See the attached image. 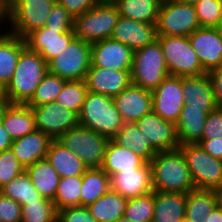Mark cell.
I'll list each match as a JSON object with an SVG mask.
<instances>
[{
    "label": "cell",
    "mask_w": 222,
    "mask_h": 222,
    "mask_svg": "<svg viewBox=\"0 0 222 222\" xmlns=\"http://www.w3.org/2000/svg\"><path fill=\"white\" fill-rule=\"evenodd\" d=\"M47 72L48 63L26 46L20 53L10 82L4 88V97L10 104H27Z\"/></svg>",
    "instance_id": "6da1fadb"
},
{
    "label": "cell",
    "mask_w": 222,
    "mask_h": 222,
    "mask_svg": "<svg viewBox=\"0 0 222 222\" xmlns=\"http://www.w3.org/2000/svg\"><path fill=\"white\" fill-rule=\"evenodd\" d=\"M149 164L154 191L187 194L195 189L190 170L179 148L158 152Z\"/></svg>",
    "instance_id": "7a4b0ae2"
},
{
    "label": "cell",
    "mask_w": 222,
    "mask_h": 222,
    "mask_svg": "<svg viewBox=\"0 0 222 222\" xmlns=\"http://www.w3.org/2000/svg\"><path fill=\"white\" fill-rule=\"evenodd\" d=\"M123 124L112 97L87 93L79 114V125L112 139Z\"/></svg>",
    "instance_id": "3957f363"
},
{
    "label": "cell",
    "mask_w": 222,
    "mask_h": 222,
    "mask_svg": "<svg viewBox=\"0 0 222 222\" xmlns=\"http://www.w3.org/2000/svg\"><path fill=\"white\" fill-rule=\"evenodd\" d=\"M117 7L111 0H101L87 12L74 17L76 38L94 43L111 37L119 19Z\"/></svg>",
    "instance_id": "277c9868"
},
{
    "label": "cell",
    "mask_w": 222,
    "mask_h": 222,
    "mask_svg": "<svg viewBox=\"0 0 222 222\" xmlns=\"http://www.w3.org/2000/svg\"><path fill=\"white\" fill-rule=\"evenodd\" d=\"M130 73L132 84L151 92L170 75L157 39L134 51Z\"/></svg>",
    "instance_id": "5b68a950"
},
{
    "label": "cell",
    "mask_w": 222,
    "mask_h": 222,
    "mask_svg": "<svg viewBox=\"0 0 222 222\" xmlns=\"http://www.w3.org/2000/svg\"><path fill=\"white\" fill-rule=\"evenodd\" d=\"M56 0H7L9 32L25 38L29 33L46 25Z\"/></svg>",
    "instance_id": "8992f818"
},
{
    "label": "cell",
    "mask_w": 222,
    "mask_h": 222,
    "mask_svg": "<svg viewBox=\"0 0 222 222\" xmlns=\"http://www.w3.org/2000/svg\"><path fill=\"white\" fill-rule=\"evenodd\" d=\"M157 40L162 47L170 75L189 77L206 73L202 69L198 55L193 50L188 37L157 35Z\"/></svg>",
    "instance_id": "52a82bcc"
},
{
    "label": "cell",
    "mask_w": 222,
    "mask_h": 222,
    "mask_svg": "<svg viewBox=\"0 0 222 222\" xmlns=\"http://www.w3.org/2000/svg\"><path fill=\"white\" fill-rule=\"evenodd\" d=\"M109 140L108 137L81 125L71 128L58 139L88 169L102 167Z\"/></svg>",
    "instance_id": "ba28073f"
},
{
    "label": "cell",
    "mask_w": 222,
    "mask_h": 222,
    "mask_svg": "<svg viewBox=\"0 0 222 222\" xmlns=\"http://www.w3.org/2000/svg\"><path fill=\"white\" fill-rule=\"evenodd\" d=\"M178 148L188 165L195 189L216 190L222 182V160L209 155L198 143Z\"/></svg>",
    "instance_id": "9c48e42d"
},
{
    "label": "cell",
    "mask_w": 222,
    "mask_h": 222,
    "mask_svg": "<svg viewBox=\"0 0 222 222\" xmlns=\"http://www.w3.org/2000/svg\"><path fill=\"white\" fill-rule=\"evenodd\" d=\"M200 27L194 4L162 0L156 23L157 35L188 37Z\"/></svg>",
    "instance_id": "30bf717a"
},
{
    "label": "cell",
    "mask_w": 222,
    "mask_h": 222,
    "mask_svg": "<svg viewBox=\"0 0 222 222\" xmlns=\"http://www.w3.org/2000/svg\"><path fill=\"white\" fill-rule=\"evenodd\" d=\"M91 66V43L74 38L48 62V72L65 80H85Z\"/></svg>",
    "instance_id": "8fae6325"
},
{
    "label": "cell",
    "mask_w": 222,
    "mask_h": 222,
    "mask_svg": "<svg viewBox=\"0 0 222 222\" xmlns=\"http://www.w3.org/2000/svg\"><path fill=\"white\" fill-rule=\"evenodd\" d=\"M30 108L35 115L37 130L52 140H58L64 133L79 125V115L58 103L50 102Z\"/></svg>",
    "instance_id": "7c38bea8"
},
{
    "label": "cell",
    "mask_w": 222,
    "mask_h": 222,
    "mask_svg": "<svg viewBox=\"0 0 222 222\" xmlns=\"http://www.w3.org/2000/svg\"><path fill=\"white\" fill-rule=\"evenodd\" d=\"M182 94V77L168 75L158 87L152 91V111L176 124L184 106Z\"/></svg>",
    "instance_id": "4fadbf2b"
},
{
    "label": "cell",
    "mask_w": 222,
    "mask_h": 222,
    "mask_svg": "<svg viewBox=\"0 0 222 222\" xmlns=\"http://www.w3.org/2000/svg\"><path fill=\"white\" fill-rule=\"evenodd\" d=\"M188 39L206 73L220 65L222 62V35L218 28L200 27L193 31Z\"/></svg>",
    "instance_id": "5bb4252c"
},
{
    "label": "cell",
    "mask_w": 222,
    "mask_h": 222,
    "mask_svg": "<svg viewBox=\"0 0 222 222\" xmlns=\"http://www.w3.org/2000/svg\"><path fill=\"white\" fill-rule=\"evenodd\" d=\"M73 30H54L45 26L29 33L25 38L26 46L48 63L61 53L75 38Z\"/></svg>",
    "instance_id": "9a60e30c"
},
{
    "label": "cell",
    "mask_w": 222,
    "mask_h": 222,
    "mask_svg": "<svg viewBox=\"0 0 222 222\" xmlns=\"http://www.w3.org/2000/svg\"><path fill=\"white\" fill-rule=\"evenodd\" d=\"M134 51L125 44L103 39L91 44V65L113 70H131Z\"/></svg>",
    "instance_id": "2e32d148"
},
{
    "label": "cell",
    "mask_w": 222,
    "mask_h": 222,
    "mask_svg": "<svg viewBox=\"0 0 222 222\" xmlns=\"http://www.w3.org/2000/svg\"><path fill=\"white\" fill-rule=\"evenodd\" d=\"M130 71L91 65L85 77L88 92L114 98L132 83Z\"/></svg>",
    "instance_id": "e0dca14e"
},
{
    "label": "cell",
    "mask_w": 222,
    "mask_h": 222,
    "mask_svg": "<svg viewBox=\"0 0 222 222\" xmlns=\"http://www.w3.org/2000/svg\"><path fill=\"white\" fill-rule=\"evenodd\" d=\"M135 123L158 152L174 150L180 146L176 125L155 112L151 111Z\"/></svg>",
    "instance_id": "ac0fdd59"
},
{
    "label": "cell",
    "mask_w": 222,
    "mask_h": 222,
    "mask_svg": "<svg viewBox=\"0 0 222 222\" xmlns=\"http://www.w3.org/2000/svg\"><path fill=\"white\" fill-rule=\"evenodd\" d=\"M111 189L128 199L140 197L153 190L151 167L144 163L141 167L118 172L110 177Z\"/></svg>",
    "instance_id": "d6986e66"
},
{
    "label": "cell",
    "mask_w": 222,
    "mask_h": 222,
    "mask_svg": "<svg viewBox=\"0 0 222 222\" xmlns=\"http://www.w3.org/2000/svg\"><path fill=\"white\" fill-rule=\"evenodd\" d=\"M113 100L124 123L136 122L152 111V92L132 83Z\"/></svg>",
    "instance_id": "ffe728a7"
},
{
    "label": "cell",
    "mask_w": 222,
    "mask_h": 222,
    "mask_svg": "<svg viewBox=\"0 0 222 222\" xmlns=\"http://www.w3.org/2000/svg\"><path fill=\"white\" fill-rule=\"evenodd\" d=\"M110 38L125 44L135 51L153 43L157 39L156 24L143 23L119 16Z\"/></svg>",
    "instance_id": "44dd1931"
},
{
    "label": "cell",
    "mask_w": 222,
    "mask_h": 222,
    "mask_svg": "<svg viewBox=\"0 0 222 222\" xmlns=\"http://www.w3.org/2000/svg\"><path fill=\"white\" fill-rule=\"evenodd\" d=\"M184 104L207 114L216 109L211 81L207 73L200 76L182 77Z\"/></svg>",
    "instance_id": "7402d4cb"
},
{
    "label": "cell",
    "mask_w": 222,
    "mask_h": 222,
    "mask_svg": "<svg viewBox=\"0 0 222 222\" xmlns=\"http://www.w3.org/2000/svg\"><path fill=\"white\" fill-rule=\"evenodd\" d=\"M52 139L41 131H34L12 142L13 150L18 161L27 168L39 160L46 159Z\"/></svg>",
    "instance_id": "603a6c76"
},
{
    "label": "cell",
    "mask_w": 222,
    "mask_h": 222,
    "mask_svg": "<svg viewBox=\"0 0 222 222\" xmlns=\"http://www.w3.org/2000/svg\"><path fill=\"white\" fill-rule=\"evenodd\" d=\"M25 47V40L7 29L0 33V85L3 89L10 82L20 53Z\"/></svg>",
    "instance_id": "cb8c5ba5"
},
{
    "label": "cell",
    "mask_w": 222,
    "mask_h": 222,
    "mask_svg": "<svg viewBox=\"0 0 222 222\" xmlns=\"http://www.w3.org/2000/svg\"><path fill=\"white\" fill-rule=\"evenodd\" d=\"M187 194L154 191L152 222H179L185 217Z\"/></svg>",
    "instance_id": "d4e9b609"
},
{
    "label": "cell",
    "mask_w": 222,
    "mask_h": 222,
    "mask_svg": "<svg viewBox=\"0 0 222 222\" xmlns=\"http://www.w3.org/2000/svg\"><path fill=\"white\" fill-rule=\"evenodd\" d=\"M2 124L13 141L37 130L35 115L27 104H9Z\"/></svg>",
    "instance_id": "484cf974"
},
{
    "label": "cell",
    "mask_w": 222,
    "mask_h": 222,
    "mask_svg": "<svg viewBox=\"0 0 222 222\" xmlns=\"http://www.w3.org/2000/svg\"><path fill=\"white\" fill-rule=\"evenodd\" d=\"M47 161L61 177L83 175L88 169L77 155L58 140H52L46 154Z\"/></svg>",
    "instance_id": "4316f807"
},
{
    "label": "cell",
    "mask_w": 222,
    "mask_h": 222,
    "mask_svg": "<svg viewBox=\"0 0 222 222\" xmlns=\"http://www.w3.org/2000/svg\"><path fill=\"white\" fill-rule=\"evenodd\" d=\"M207 113L184 104L178 122L176 133L179 145L198 143L202 140Z\"/></svg>",
    "instance_id": "83f0119b"
},
{
    "label": "cell",
    "mask_w": 222,
    "mask_h": 222,
    "mask_svg": "<svg viewBox=\"0 0 222 222\" xmlns=\"http://www.w3.org/2000/svg\"><path fill=\"white\" fill-rule=\"evenodd\" d=\"M112 139L118 145L131 149L146 163H150L158 153L135 122L124 123L123 127Z\"/></svg>",
    "instance_id": "f1b7e54d"
},
{
    "label": "cell",
    "mask_w": 222,
    "mask_h": 222,
    "mask_svg": "<svg viewBox=\"0 0 222 222\" xmlns=\"http://www.w3.org/2000/svg\"><path fill=\"white\" fill-rule=\"evenodd\" d=\"M145 161L131 149L118 145L113 139L109 140L102 164V169L112 175L141 167Z\"/></svg>",
    "instance_id": "f546056e"
},
{
    "label": "cell",
    "mask_w": 222,
    "mask_h": 222,
    "mask_svg": "<svg viewBox=\"0 0 222 222\" xmlns=\"http://www.w3.org/2000/svg\"><path fill=\"white\" fill-rule=\"evenodd\" d=\"M36 190L45 199L54 202L60 176L47 159H42L25 168Z\"/></svg>",
    "instance_id": "4dcf8cb0"
},
{
    "label": "cell",
    "mask_w": 222,
    "mask_h": 222,
    "mask_svg": "<svg viewBox=\"0 0 222 222\" xmlns=\"http://www.w3.org/2000/svg\"><path fill=\"white\" fill-rule=\"evenodd\" d=\"M120 16L156 24L162 0H111Z\"/></svg>",
    "instance_id": "1f68e13d"
},
{
    "label": "cell",
    "mask_w": 222,
    "mask_h": 222,
    "mask_svg": "<svg viewBox=\"0 0 222 222\" xmlns=\"http://www.w3.org/2000/svg\"><path fill=\"white\" fill-rule=\"evenodd\" d=\"M218 204L216 190L194 189L187 193L185 217L191 222H204Z\"/></svg>",
    "instance_id": "d6a6232c"
},
{
    "label": "cell",
    "mask_w": 222,
    "mask_h": 222,
    "mask_svg": "<svg viewBox=\"0 0 222 222\" xmlns=\"http://www.w3.org/2000/svg\"><path fill=\"white\" fill-rule=\"evenodd\" d=\"M126 202V198L110 188L87 209L98 222H115L124 216Z\"/></svg>",
    "instance_id": "836d02e7"
},
{
    "label": "cell",
    "mask_w": 222,
    "mask_h": 222,
    "mask_svg": "<svg viewBox=\"0 0 222 222\" xmlns=\"http://www.w3.org/2000/svg\"><path fill=\"white\" fill-rule=\"evenodd\" d=\"M110 188V177L102 168L87 169L82 175L81 206L94 203Z\"/></svg>",
    "instance_id": "e575fe53"
},
{
    "label": "cell",
    "mask_w": 222,
    "mask_h": 222,
    "mask_svg": "<svg viewBox=\"0 0 222 222\" xmlns=\"http://www.w3.org/2000/svg\"><path fill=\"white\" fill-rule=\"evenodd\" d=\"M0 192L18 202L21 206L24 203L39 202L44 199L32 184L26 171L3 186Z\"/></svg>",
    "instance_id": "d590c367"
},
{
    "label": "cell",
    "mask_w": 222,
    "mask_h": 222,
    "mask_svg": "<svg viewBox=\"0 0 222 222\" xmlns=\"http://www.w3.org/2000/svg\"><path fill=\"white\" fill-rule=\"evenodd\" d=\"M81 187L82 175L61 177L54 198L56 209L81 206Z\"/></svg>",
    "instance_id": "8d00e7d4"
},
{
    "label": "cell",
    "mask_w": 222,
    "mask_h": 222,
    "mask_svg": "<svg viewBox=\"0 0 222 222\" xmlns=\"http://www.w3.org/2000/svg\"><path fill=\"white\" fill-rule=\"evenodd\" d=\"M87 93L88 89L85 80H68L65 82L55 103L79 115Z\"/></svg>",
    "instance_id": "74e56055"
},
{
    "label": "cell",
    "mask_w": 222,
    "mask_h": 222,
    "mask_svg": "<svg viewBox=\"0 0 222 222\" xmlns=\"http://www.w3.org/2000/svg\"><path fill=\"white\" fill-rule=\"evenodd\" d=\"M66 81L67 80L57 75L47 72L37 87L34 96L27 103V105L29 107H35L50 102H55Z\"/></svg>",
    "instance_id": "f35d334b"
},
{
    "label": "cell",
    "mask_w": 222,
    "mask_h": 222,
    "mask_svg": "<svg viewBox=\"0 0 222 222\" xmlns=\"http://www.w3.org/2000/svg\"><path fill=\"white\" fill-rule=\"evenodd\" d=\"M154 209V191L146 195L128 199L124 217L132 222H152Z\"/></svg>",
    "instance_id": "ab89813d"
},
{
    "label": "cell",
    "mask_w": 222,
    "mask_h": 222,
    "mask_svg": "<svg viewBox=\"0 0 222 222\" xmlns=\"http://www.w3.org/2000/svg\"><path fill=\"white\" fill-rule=\"evenodd\" d=\"M21 222H56L57 209L54 202L43 199L39 202L24 203Z\"/></svg>",
    "instance_id": "60d3db41"
},
{
    "label": "cell",
    "mask_w": 222,
    "mask_h": 222,
    "mask_svg": "<svg viewBox=\"0 0 222 222\" xmlns=\"http://www.w3.org/2000/svg\"><path fill=\"white\" fill-rule=\"evenodd\" d=\"M194 7L201 27H219L222 21V2L220 0H199Z\"/></svg>",
    "instance_id": "b9f144b4"
},
{
    "label": "cell",
    "mask_w": 222,
    "mask_h": 222,
    "mask_svg": "<svg viewBox=\"0 0 222 222\" xmlns=\"http://www.w3.org/2000/svg\"><path fill=\"white\" fill-rule=\"evenodd\" d=\"M24 171L12 149L0 152V189Z\"/></svg>",
    "instance_id": "7bdbcfd3"
},
{
    "label": "cell",
    "mask_w": 222,
    "mask_h": 222,
    "mask_svg": "<svg viewBox=\"0 0 222 222\" xmlns=\"http://www.w3.org/2000/svg\"><path fill=\"white\" fill-rule=\"evenodd\" d=\"M73 22L74 17L56 1L49 13L45 27L54 30H73Z\"/></svg>",
    "instance_id": "ee69618b"
},
{
    "label": "cell",
    "mask_w": 222,
    "mask_h": 222,
    "mask_svg": "<svg viewBox=\"0 0 222 222\" xmlns=\"http://www.w3.org/2000/svg\"><path fill=\"white\" fill-rule=\"evenodd\" d=\"M57 222H98L87 207L74 206L57 210Z\"/></svg>",
    "instance_id": "f6af8a7d"
},
{
    "label": "cell",
    "mask_w": 222,
    "mask_h": 222,
    "mask_svg": "<svg viewBox=\"0 0 222 222\" xmlns=\"http://www.w3.org/2000/svg\"><path fill=\"white\" fill-rule=\"evenodd\" d=\"M22 206L0 192V222H21Z\"/></svg>",
    "instance_id": "bcb514c9"
},
{
    "label": "cell",
    "mask_w": 222,
    "mask_h": 222,
    "mask_svg": "<svg viewBox=\"0 0 222 222\" xmlns=\"http://www.w3.org/2000/svg\"><path fill=\"white\" fill-rule=\"evenodd\" d=\"M222 139V110L215 109L207 114L202 139Z\"/></svg>",
    "instance_id": "7dc6e473"
},
{
    "label": "cell",
    "mask_w": 222,
    "mask_h": 222,
    "mask_svg": "<svg viewBox=\"0 0 222 222\" xmlns=\"http://www.w3.org/2000/svg\"><path fill=\"white\" fill-rule=\"evenodd\" d=\"M101 0H57L73 17L92 9Z\"/></svg>",
    "instance_id": "c3c4849f"
},
{
    "label": "cell",
    "mask_w": 222,
    "mask_h": 222,
    "mask_svg": "<svg viewBox=\"0 0 222 222\" xmlns=\"http://www.w3.org/2000/svg\"><path fill=\"white\" fill-rule=\"evenodd\" d=\"M207 75L211 81L216 108L222 110V62Z\"/></svg>",
    "instance_id": "681fc988"
},
{
    "label": "cell",
    "mask_w": 222,
    "mask_h": 222,
    "mask_svg": "<svg viewBox=\"0 0 222 222\" xmlns=\"http://www.w3.org/2000/svg\"><path fill=\"white\" fill-rule=\"evenodd\" d=\"M198 144L209 155L222 160V139H202Z\"/></svg>",
    "instance_id": "f907efd6"
},
{
    "label": "cell",
    "mask_w": 222,
    "mask_h": 222,
    "mask_svg": "<svg viewBox=\"0 0 222 222\" xmlns=\"http://www.w3.org/2000/svg\"><path fill=\"white\" fill-rule=\"evenodd\" d=\"M13 140L4 128L2 121H0V152L10 149Z\"/></svg>",
    "instance_id": "816d5d0a"
},
{
    "label": "cell",
    "mask_w": 222,
    "mask_h": 222,
    "mask_svg": "<svg viewBox=\"0 0 222 222\" xmlns=\"http://www.w3.org/2000/svg\"><path fill=\"white\" fill-rule=\"evenodd\" d=\"M204 222H222V204H218Z\"/></svg>",
    "instance_id": "f5cc1de1"
},
{
    "label": "cell",
    "mask_w": 222,
    "mask_h": 222,
    "mask_svg": "<svg viewBox=\"0 0 222 222\" xmlns=\"http://www.w3.org/2000/svg\"><path fill=\"white\" fill-rule=\"evenodd\" d=\"M5 21H7V0H0V29L3 28L5 23H7Z\"/></svg>",
    "instance_id": "db71d44e"
},
{
    "label": "cell",
    "mask_w": 222,
    "mask_h": 222,
    "mask_svg": "<svg viewBox=\"0 0 222 222\" xmlns=\"http://www.w3.org/2000/svg\"><path fill=\"white\" fill-rule=\"evenodd\" d=\"M10 102L5 97H0V121H2L3 114Z\"/></svg>",
    "instance_id": "11a10c76"
},
{
    "label": "cell",
    "mask_w": 222,
    "mask_h": 222,
    "mask_svg": "<svg viewBox=\"0 0 222 222\" xmlns=\"http://www.w3.org/2000/svg\"><path fill=\"white\" fill-rule=\"evenodd\" d=\"M216 191H217L219 203L222 204V182H221L220 186L216 189Z\"/></svg>",
    "instance_id": "9f6ffc18"
},
{
    "label": "cell",
    "mask_w": 222,
    "mask_h": 222,
    "mask_svg": "<svg viewBox=\"0 0 222 222\" xmlns=\"http://www.w3.org/2000/svg\"><path fill=\"white\" fill-rule=\"evenodd\" d=\"M174 1L181 2V3L195 4L199 0H174Z\"/></svg>",
    "instance_id": "6f0895ef"
},
{
    "label": "cell",
    "mask_w": 222,
    "mask_h": 222,
    "mask_svg": "<svg viewBox=\"0 0 222 222\" xmlns=\"http://www.w3.org/2000/svg\"><path fill=\"white\" fill-rule=\"evenodd\" d=\"M115 222H132V221L129 220V219H127V218H125V217L123 216V217H121L120 219H118V220L115 221Z\"/></svg>",
    "instance_id": "680465c9"
},
{
    "label": "cell",
    "mask_w": 222,
    "mask_h": 222,
    "mask_svg": "<svg viewBox=\"0 0 222 222\" xmlns=\"http://www.w3.org/2000/svg\"><path fill=\"white\" fill-rule=\"evenodd\" d=\"M0 97H4V89L0 85Z\"/></svg>",
    "instance_id": "91938a15"
},
{
    "label": "cell",
    "mask_w": 222,
    "mask_h": 222,
    "mask_svg": "<svg viewBox=\"0 0 222 222\" xmlns=\"http://www.w3.org/2000/svg\"><path fill=\"white\" fill-rule=\"evenodd\" d=\"M179 222H191V221L189 219H187L186 217H184Z\"/></svg>",
    "instance_id": "94428289"
},
{
    "label": "cell",
    "mask_w": 222,
    "mask_h": 222,
    "mask_svg": "<svg viewBox=\"0 0 222 222\" xmlns=\"http://www.w3.org/2000/svg\"><path fill=\"white\" fill-rule=\"evenodd\" d=\"M218 29H219V31H220V33H221V35H222V21H221V23H220Z\"/></svg>",
    "instance_id": "6125c7cd"
}]
</instances>
